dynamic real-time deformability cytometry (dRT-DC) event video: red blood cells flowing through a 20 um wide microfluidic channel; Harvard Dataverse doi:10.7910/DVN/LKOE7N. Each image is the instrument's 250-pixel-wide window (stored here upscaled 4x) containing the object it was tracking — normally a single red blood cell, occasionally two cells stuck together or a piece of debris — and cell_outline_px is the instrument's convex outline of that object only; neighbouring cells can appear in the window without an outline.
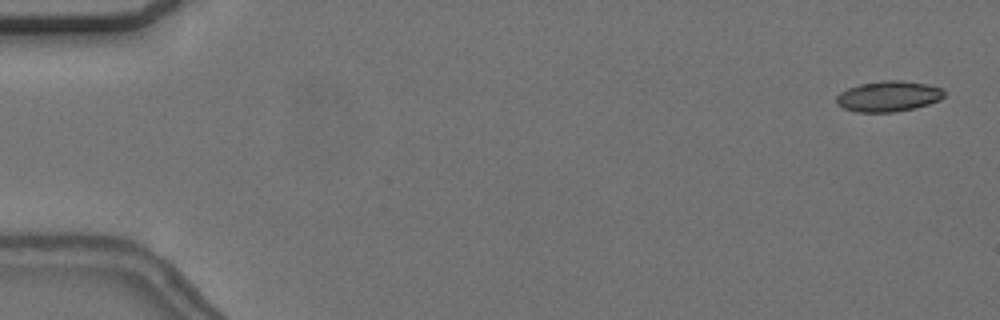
{"species": "common noctule bat (a hibernating species)", "species_latin": "Nyctalus noctula", "temperature_condition": "cold", "stored_images_in_passage": 56, "camera_frame_rate_fps": 3000, "um_per_image_px": 0.085, "animal": {"sex": "female", "body_mass_g": 24.6, "forearm_length_mm": 56.2}, "frame": {"image": 1, "passage_image": 2, "time_ms": 0.333, "image_size_px": [1000, 320], "cell_outline_px": [[944, 96], [940, 100], [928, 104], [896, 112], [856, 112], [844, 108], [836, 104], [836, 96], [840, 92], [848, 88], [860, 84], [884, 80], [900, 80], [928, 84], [944, 88]], "centroid_in_image_um": [75.52, 8.18], "position_along_channel_um": 9.5, "area_um2": 19.31}}
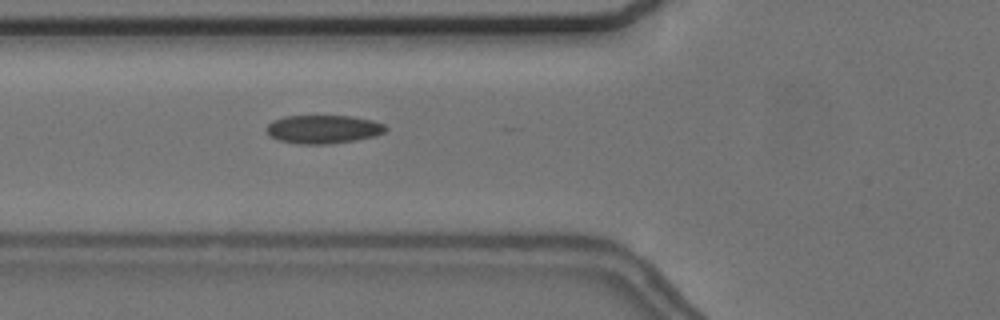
{"frame": {"image": 2, "passage_image": 21, "time_ms": 6.667, "image_size_px": [1000, 320], "cell_outline_px": [[388, 128], [384, 132], [376, 136], [356, 140], [332, 144], [300, 144], [280, 140], [268, 136], [268, 124], [272, 120], [284, 116], [352, 116], [372, 120], [384, 124]], "centroid_in_image_um": [27.5, 10.99], "position_along_channel_um": 98.3, "area_um2": 19.83}}
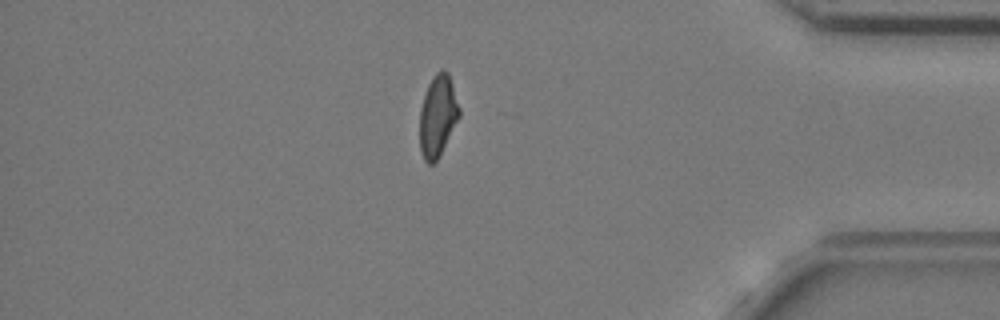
{"frame": {"image": 3, "passage_image": 48, "time_ms": 15.667, "image_size_px": [1000, 320], "cell_outline_px": [[460, 116], [440, 156], [432, 164], [428, 164], [424, 160], [420, 152], [420, 108], [428, 84], [432, 76], [440, 68], [444, 68], [448, 72], [460, 108]], "centroid_in_image_um": [37.21, 9.84], "position_along_channel_um": 398.0, "area_um2": 19.02}, "authors_computed_cell_mechanics": {"area_um2": 19.2474, "velocity_mm_per_s": 3.688, "shape_relaxation_time_tau1_ms": 4.1164, "shape_relaxation_time_tau2_ms": 2.9442, "deformation_change_tau1": 0.0926, "deformation_change_tau2": 0.0778}}